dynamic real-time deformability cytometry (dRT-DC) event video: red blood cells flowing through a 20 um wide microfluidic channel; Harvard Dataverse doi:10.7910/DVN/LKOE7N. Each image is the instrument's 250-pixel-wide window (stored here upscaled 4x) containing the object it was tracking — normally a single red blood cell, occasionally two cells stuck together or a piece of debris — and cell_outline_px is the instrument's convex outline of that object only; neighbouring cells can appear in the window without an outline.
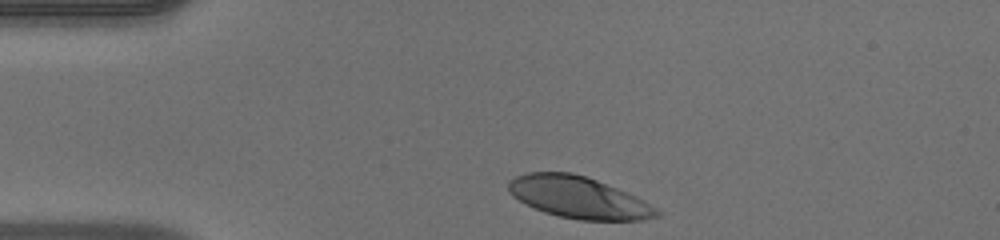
{"species": "human", "species_latin": "Homo sapiens", "temperature_condition": "warm", "stored_images_in_passage": 32, "camera_frame_rate_fps": 3000, "um_per_image_px": 0.085, "donor": {"sex": "male"}, "frame": {"image": 1, "passage_image": 1, "time_ms": 0.0, "image_size_px": [1000, 240], "cell_outline_px": [[660, 216], [644, 220], [580, 220], [556, 216], [544, 212], [524, 204], [512, 196], [508, 192], [508, 180], [516, 176], [528, 172], [572, 172], [596, 180], [616, 188], [656, 208], [660, 212]], "centroid_in_image_um": [49.09, 16.79], "position_along_channel_um": 35.9, "area_um2": 35.84}}
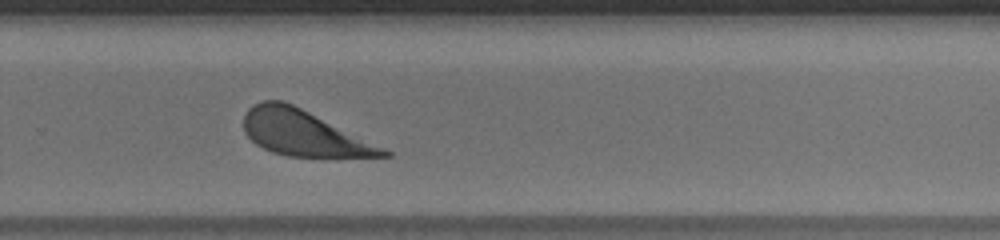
{"frame": {"image": 2, "passage_image": 24, "time_ms": 7.667, "image_size_px": [1000, 240], "cell_outline_px": [[392, 156], [288, 156], [272, 152], [256, 144], [244, 132], [244, 116], [248, 108], [252, 104], [264, 100], [284, 100], [384, 148], [392, 152]], "centroid_in_image_um": [25.73, 11.29], "position_along_channel_um": 304.1, "area_um2": 36.24}}
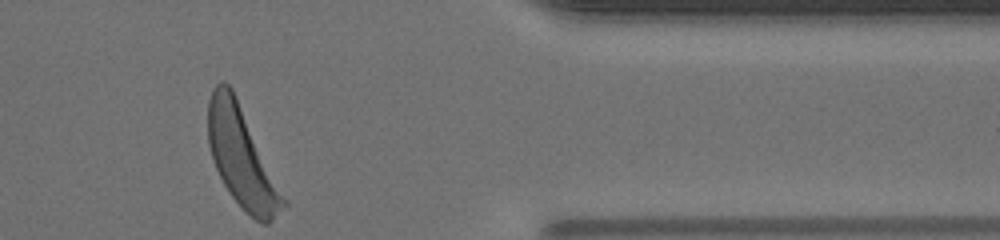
{"frame": {"image": 3, "passage_image": 32, "time_ms": 10.333, "image_size_px": [1000, 240], "cell_outline_px": [[288, 204], [268, 224], [264, 224], [256, 220], [228, 192], [216, 168], [208, 144], [208, 100], [212, 88], [220, 80], [224, 80], [232, 88], [288, 200]], "centroid_in_image_um": [20.56, 13.35], "position_along_channel_um": 390.8, "area_um2": 43.52}, "authors_computed_cell_mechanics": {"area_um2": 38.0324, "velocity_mm_per_s": 4.062, "shape_relaxation_time_tau1_ms": 1.6573, "shape_relaxation_time_tau2_ms": 7.0871, "deformation_change_tau1": 0.1747, "deformation_change_tau2": 0.2146}}